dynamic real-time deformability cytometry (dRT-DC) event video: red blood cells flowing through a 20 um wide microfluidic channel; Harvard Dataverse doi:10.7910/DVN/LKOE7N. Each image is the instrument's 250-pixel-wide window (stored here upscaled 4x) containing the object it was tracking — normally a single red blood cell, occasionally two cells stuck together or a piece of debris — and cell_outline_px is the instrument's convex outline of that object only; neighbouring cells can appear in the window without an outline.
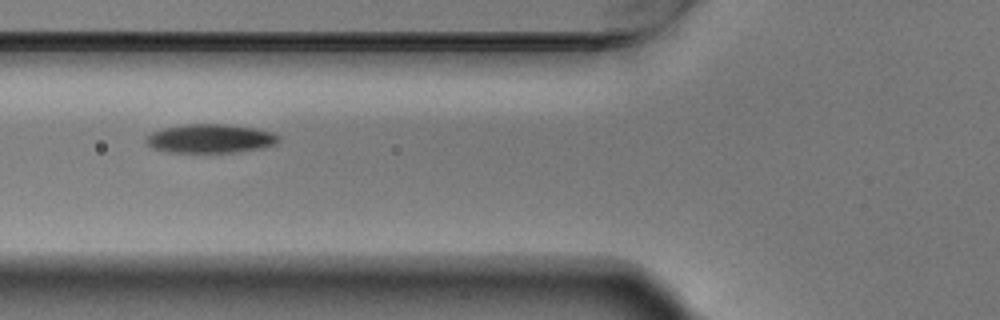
{"species": "Egyptian fruit bat (a non-hibernating species)", "species_latin": "Rousettus aegyptiacus", "temperature_condition": "warm", "stored_images_in_passage": 4, "camera_frame_rate_fps": 3000, "um_per_image_px": 0.085, "animal": {"sex": "male"}, "frame": {"image": 1, "passage_image": 3, "time_ms": 0.667, "image_size_px": [1000, 320], "cell_outline_px": [[280, 140], [276, 144], [264, 148], [236, 152], [168, 152], [152, 148], [144, 140], [152, 132], [164, 128], [180, 124], [228, 124], [256, 128], [272, 132], [280, 136]], "centroid_in_image_um": [17.91, 11.77], "position_along_channel_um": 107.9, "area_um2": 22.48}}
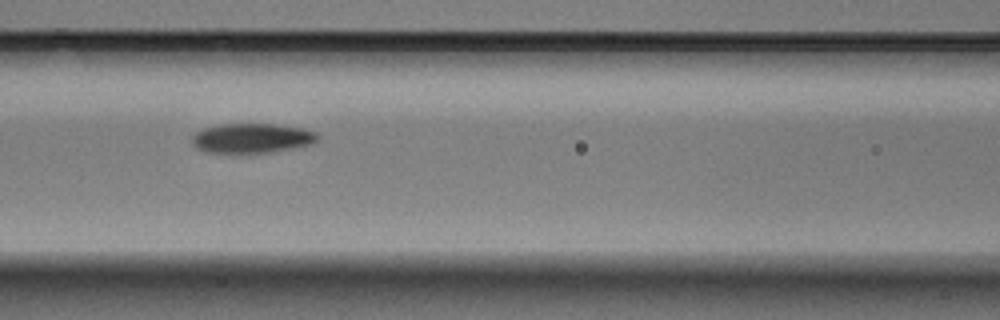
{"frame": {"image": 2, "passage_image": 4, "time_ms": 1.0, "image_size_px": [1000, 320], "cell_outline_px": [[320, 136], [312, 144], [292, 148], [268, 152], [208, 152], [196, 148], [192, 144], [192, 136], [196, 132], [204, 128], [224, 124], [272, 124], [300, 128], [316, 132]], "centroid_in_image_um": [21.4, 11.74], "position_along_channel_um": 145.2, "area_um2": 21.33}}